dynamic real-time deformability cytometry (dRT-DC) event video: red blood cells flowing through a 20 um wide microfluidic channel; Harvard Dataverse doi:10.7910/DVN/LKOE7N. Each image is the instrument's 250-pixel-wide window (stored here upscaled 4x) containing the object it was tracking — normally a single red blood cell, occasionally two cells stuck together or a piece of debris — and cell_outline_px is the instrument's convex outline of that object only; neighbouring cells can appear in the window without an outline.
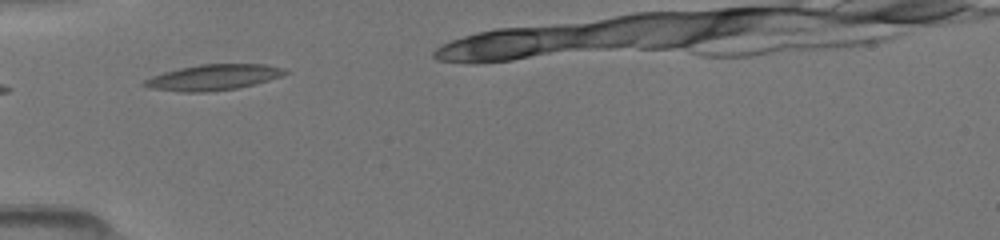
{"species": "common noctule bat (a hibernating species)", "species_latin": "Nyctalus noctula", "temperature_condition": "room temperature", "stored_images_in_passage": 6, "camera_frame_rate_fps": 3000, "um_per_image_px": 0.085, "animal": {"sex": "female", "body_mass_g": 19.5, "forearm_length_mm": 54.1}, "frame": {"image": 1, "passage_image": 1, "time_ms": 0.0, "image_size_px": [1000, 240], "cell_outline_px": [[292, 72], [268, 80], [236, 88], [208, 92], [180, 92], [148, 88], [140, 84], [144, 80], [152, 76], [164, 72], [180, 68], [200, 64], [264, 64], [284, 68]], "centroid_in_image_um": [18.1, 6.57], "position_along_channel_um": 66.9, "area_um2": 21.1}}